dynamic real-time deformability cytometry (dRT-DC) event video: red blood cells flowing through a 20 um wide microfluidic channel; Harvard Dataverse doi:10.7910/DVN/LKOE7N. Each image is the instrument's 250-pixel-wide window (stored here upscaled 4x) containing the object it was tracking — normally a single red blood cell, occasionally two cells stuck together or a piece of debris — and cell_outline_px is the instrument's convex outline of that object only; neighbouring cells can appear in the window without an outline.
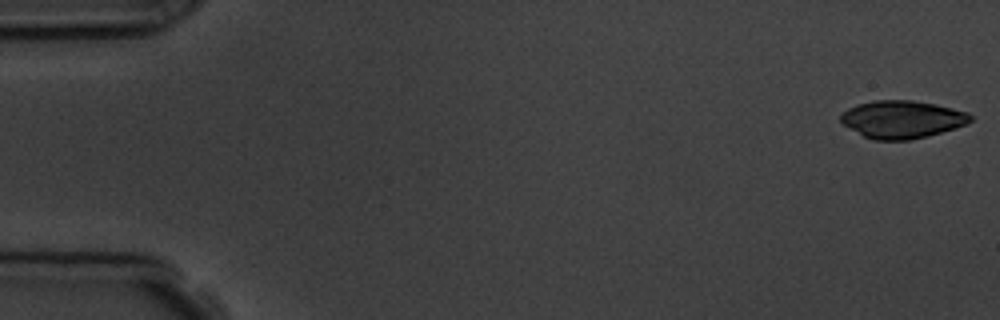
{"species": "common noctule bat (a hibernating species)", "species_latin": "Nyctalus noctula", "temperature_condition": "room temperature", "stored_images_in_passage": 6, "segment_of_instrument_passage": [1, 2], "camera_frame_rate_fps": 3000, "um_per_image_px": 0.085, "animal": {"sex": "male", "body_mass_g": 19.5, "forearm_length_mm": 54.6}, "frame": {"image": 1, "passage_image": 1, "time_ms": 0.0, "image_size_px": [1000, 320], "cell_outline_px": [[972, 120], [968, 124], [928, 136], [908, 140], [872, 140], [864, 136], [844, 124], [840, 120], [840, 116], [848, 108], [856, 104], [872, 100], [912, 100], [936, 104], [968, 112], [972, 116]], "centroid_in_image_um": [76.69, 10.14], "position_along_channel_um": 8.3, "area_um2": 28.5}}